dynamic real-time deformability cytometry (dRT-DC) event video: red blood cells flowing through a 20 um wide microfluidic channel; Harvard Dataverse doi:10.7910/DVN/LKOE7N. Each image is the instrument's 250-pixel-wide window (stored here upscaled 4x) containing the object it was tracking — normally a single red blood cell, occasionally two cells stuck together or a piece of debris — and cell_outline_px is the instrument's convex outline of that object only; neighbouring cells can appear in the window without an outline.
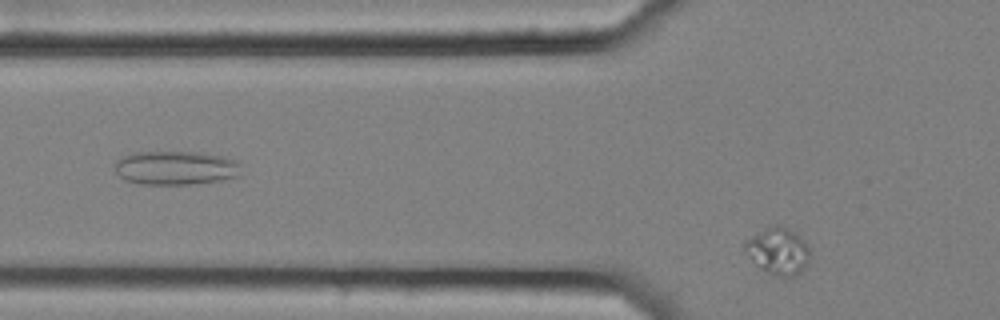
{"species": "common noctule bat (a hibernating species)", "species_latin": "Nyctalus noctula", "temperature_condition": "cold", "stored_images_in_passage": 5, "camera_frame_rate_fps": 3000, "um_per_image_px": 0.085, "animal": {"sex": "female", "body_mass_g": 25.1}, "frame": {"image": 1, "passage_image": 5, "time_ms": 1.333, "image_size_px": [1000, 320], "cell_outline_px": [[808, 260], [800, 272], [796, 276], [772, 276], [760, 268], [748, 256], [744, 248], [744, 240], [768, 224], [780, 224], [788, 228], [800, 236], [804, 240], [808, 248]], "centroid_in_image_um": [66.08, 21.3], "position_along_channel_um": 59.7, "area_um2": 17.98}}